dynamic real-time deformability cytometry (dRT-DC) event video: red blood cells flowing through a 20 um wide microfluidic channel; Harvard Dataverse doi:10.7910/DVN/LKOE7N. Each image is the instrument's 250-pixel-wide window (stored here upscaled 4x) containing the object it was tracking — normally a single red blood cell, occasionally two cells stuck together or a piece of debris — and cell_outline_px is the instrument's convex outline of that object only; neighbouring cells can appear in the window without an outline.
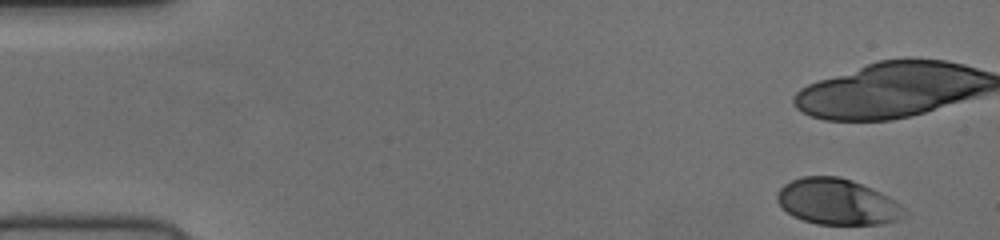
{"species": "human", "species_latin": "Homo sapiens", "temperature_condition": "cold", "stored_images_in_passage": 12, "camera_frame_rate_fps": 3000, "um_per_image_px": 0.085, "donor": {"sex": "female"}, "frame": {"image": 1, "passage_image": 1, "time_ms": 0.0, "image_size_px": [1000, 240], "cell_outline_px": [[908, 212], [900, 220], [880, 224], [816, 224], [792, 216], [776, 200], [776, 196], [780, 188], [784, 184], [792, 180], [804, 176], [840, 176], [852, 180], [872, 188], [896, 200]], "centroid_in_image_um": [71.2, 17.15], "position_along_channel_um": 13.8, "area_um2": 34.16}}